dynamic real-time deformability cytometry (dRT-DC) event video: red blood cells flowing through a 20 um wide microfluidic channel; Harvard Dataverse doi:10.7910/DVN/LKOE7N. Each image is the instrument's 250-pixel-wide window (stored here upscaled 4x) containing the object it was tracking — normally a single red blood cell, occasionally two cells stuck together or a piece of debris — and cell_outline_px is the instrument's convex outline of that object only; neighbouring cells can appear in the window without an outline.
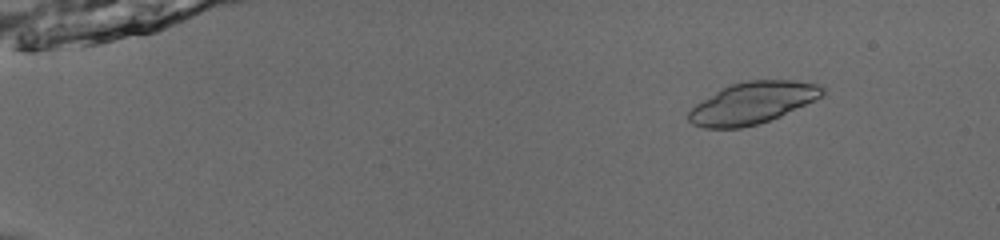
{"species": "common noctule bat (a hibernating species)", "species_latin": "Nyctalus noctula", "temperature_condition": "room temperature", "stored_images_in_passage": 53, "segment_of_instrument_passage": [1, 2], "camera_frame_rate_fps": 3000, "um_per_image_px": 0.085, "animal": {"sex": "male", "body_mass_g": 13.0, "forearm_length_mm": 53.1}, "frame": {"image": 1, "passage_image": 8, "time_ms": 2.333, "image_size_px": [1000, 240], "cell_outline_px": [[824, 92], [820, 96], [780, 116], [756, 124], [740, 128], [704, 128], [692, 124], [688, 120], [688, 112], [696, 104], [720, 88], [732, 84], [748, 80], [796, 80], [820, 84], [824, 88]], "centroid_in_image_um": [63.92, 8.74], "position_along_channel_um": 21.1, "area_um2": 32.19}}